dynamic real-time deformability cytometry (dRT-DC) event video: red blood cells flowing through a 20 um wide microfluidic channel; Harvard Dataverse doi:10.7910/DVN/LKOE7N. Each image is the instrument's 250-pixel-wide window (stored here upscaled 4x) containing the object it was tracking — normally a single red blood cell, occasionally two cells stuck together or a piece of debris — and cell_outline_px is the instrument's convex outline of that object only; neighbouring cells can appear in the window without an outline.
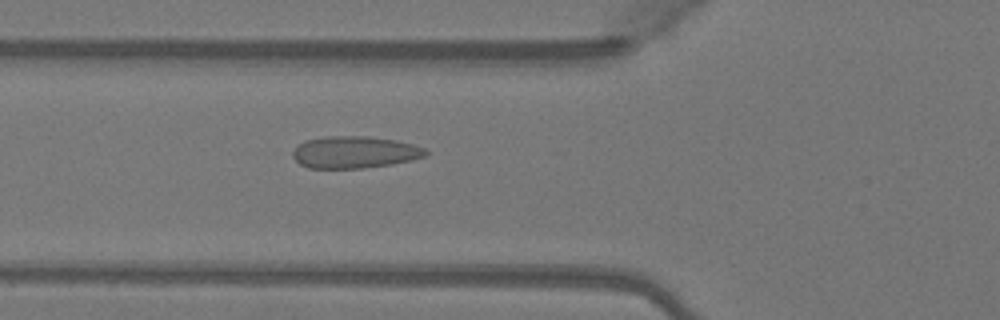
{"species": "Egyptian fruit bat (a non-hibernating species)", "species_latin": "Rousettus aegyptiacus", "temperature_condition": "warm", "stored_images_in_passage": 38, "camera_frame_rate_fps": 3000, "um_per_image_px": 0.085, "animal": {"sex": "female"}, "frame": {"image": 1, "passage_image": 7, "time_ms": 2.0, "image_size_px": [1000, 320], "cell_outline_px": [[428, 156], [412, 160], [392, 164], [364, 168], [308, 168], [300, 164], [292, 156], [292, 152], [304, 140], [328, 136], [368, 136], [396, 140], [412, 144], [424, 148], [428, 152]], "centroid_in_image_um": [30.16, 12.94], "position_along_channel_um": 95.6, "area_um2": 24.85}}
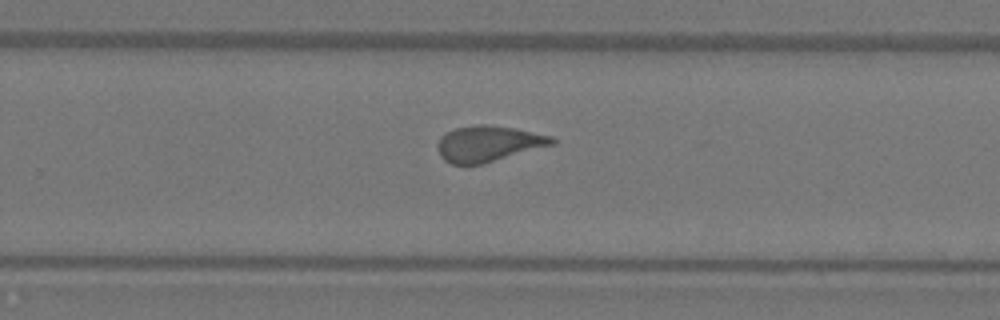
{"frame": {"image": 2, "passage_image": 21, "time_ms": 6.667, "image_size_px": [1000, 320], "cell_outline_px": [[556, 144], [484, 164], [452, 164], [444, 160], [440, 156], [436, 144], [440, 136], [444, 132], [456, 128], [476, 124], [484, 124], [512, 128], [552, 136], [556, 140]], "centroid_in_image_um": [41.49, 12.22], "position_along_channel_um": 288.3, "area_um2": 24.1}}
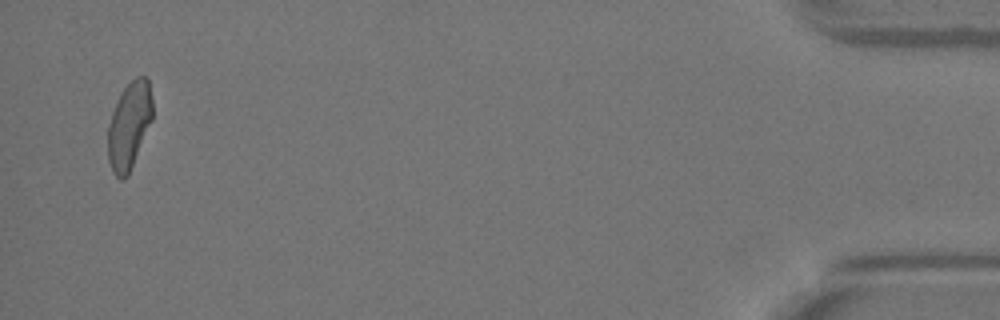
{"frame": {"image": 3, "passage_image": 37, "time_ms": 12.0, "image_size_px": [1000, 320], "cell_outline_px": [[152, 120], [128, 176], [124, 180], [120, 180], [112, 172], [108, 160], [108, 124], [116, 100], [120, 92], [136, 76], [144, 76], [148, 80], [152, 96]], "centroid_in_image_um": [10.97, 10.68], "position_along_channel_um": 424.2, "area_um2": 22.83}, "authors_computed_cell_mechanics": {"area_um2": 23.8714, "velocity_mm_per_s": 4.1426, "shape_relaxation_time_tau1_ms": 11.0049, "shape_relaxation_time_tau2_ms": 0.8293, "deformation_change_tau1": 0.2186, "deformation_change_tau2": 0.0645}}